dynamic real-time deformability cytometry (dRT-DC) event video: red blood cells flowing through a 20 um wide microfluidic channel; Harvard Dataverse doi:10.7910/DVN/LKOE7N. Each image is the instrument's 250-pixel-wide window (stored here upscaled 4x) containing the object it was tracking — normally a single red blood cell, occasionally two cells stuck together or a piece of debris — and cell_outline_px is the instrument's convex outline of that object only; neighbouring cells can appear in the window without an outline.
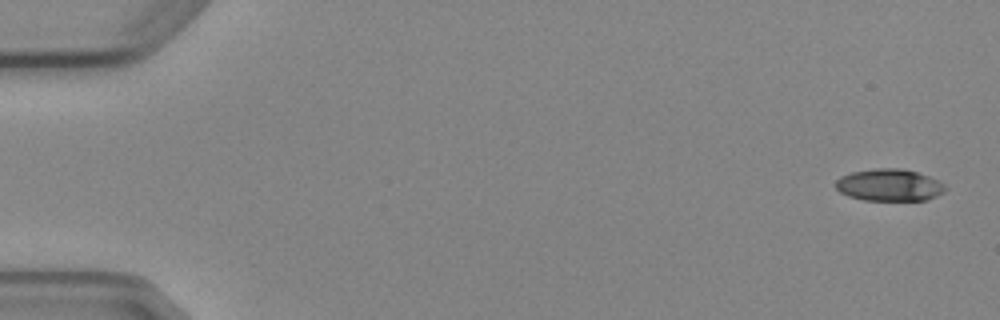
{"species": "Egyptian fruit bat (a non-hibernating species)", "species_latin": "Rousettus aegyptiacus", "temperature_condition": "cold", "stored_images_in_passage": 5, "camera_frame_rate_fps": 3000, "um_per_image_px": 0.085, "animal": {"sex": "female"}, "frame": {"image": 1, "passage_image": 1, "time_ms": 0.0, "image_size_px": [1000, 320], "cell_outline_px": [[948, 188], [944, 192], [928, 200], [864, 200], [848, 196], [840, 192], [836, 188], [836, 180], [840, 176], [852, 172], [876, 168], [904, 168], [928, 176], [944, 184]], "centroid_in_image_um": [75.59, 15.73], "position_along_channel_um": 9.4, "area_um2": 20.52}}
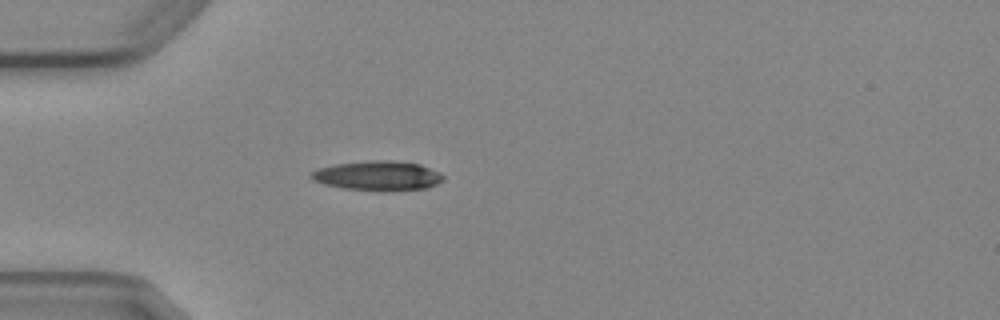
{"frame": {"image": 2, "passage_image": 5, "time_ms": 4.667, "image_size_px": [1000, 320], "cell_outline_px": [[444, 180], [428, 188], [380, 192], [344, 188], [324, 184], [312, 180], [308, 176], [312, 172], [320, 168], [336, 164], [372, 160], [392, 160], [420, 164], [440, 172], [444, 176]], "centroid_in_image_um": [32.14, 14.95], "position_along_channel_um": 52.9, "area_um2": 23.0}}